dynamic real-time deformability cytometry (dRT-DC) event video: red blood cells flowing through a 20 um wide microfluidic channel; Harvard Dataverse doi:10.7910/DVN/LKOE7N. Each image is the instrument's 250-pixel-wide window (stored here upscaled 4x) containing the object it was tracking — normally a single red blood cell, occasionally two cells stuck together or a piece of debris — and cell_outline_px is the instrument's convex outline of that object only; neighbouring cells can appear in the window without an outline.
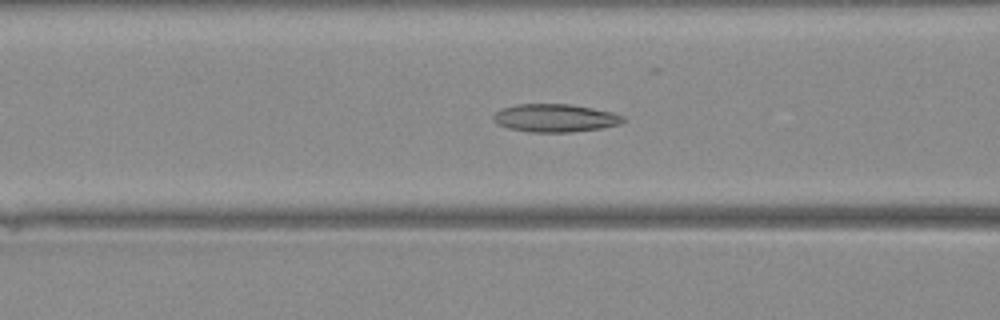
{"species": "Egyptian fruit bat (a non-hibernating species)", "species_latin": "Rousettus aegyptiacus", "temperature_condition": "warm", "stored_images_in_passage": 44, "camera_frame_rate_fps": 3000, "um_per_image_px": 0.085, "animal": {"sex": "female"}, "frame": {"image": 1, "passage_image": 18, "time_ms": 5.667, "image_size_px": [1000, 320], "cell_outline_px": [[624, 120], [620, 124], [600, 128], [572, 132], [528, 132], [508, 128], [496, 124], [492, 120], [492, 116], [496, 112], [504, 108], [516, 104], [568, 104], [592, 108], [612, 112], [624, 116]], "centroid_in_image_um": [47.15, 10.03], "position_along_channel_um": 119.5, "area_um2": 21.15}}
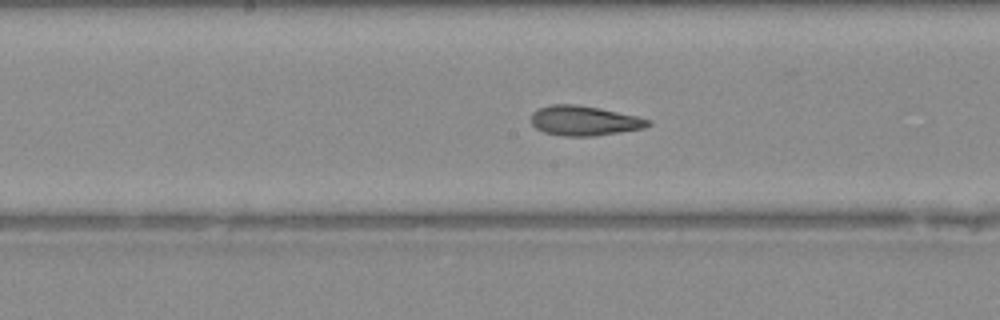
{"frame": {"image": 2, "passage_image": 23, "time_ms": 7.333, "image_size_px": [1000, 320], "cell_outline_px": [[652, 124], [644, 128], [592, 136], [564, 136], [544, 132], [536, 128], [532, 124], [532, 112], [540, 108], [552, 104], [576, 104], [600, 108], [636, 116], [652, 120]], "centroid_in_image_um": [49.67, 10.25], "position_along_channel_um": 198.5, "area_um2": 20.17}}
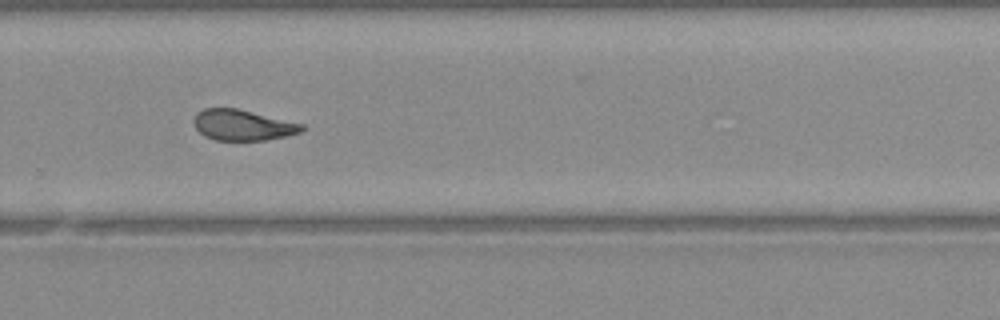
{"frame": {"image": 3, "passage_image": 30, "time_ms": 9.667, "image_size_px": [1000, 320], "cell_outline_px": [[304, 128], [300, 132], [284, 136], [264, 140], [216, 140], [204, 136], [196, 128], [192, 120], [196, 112], [204, 108], [236, 108], [304, 124]], "centroid_in_image_um": [20.58, 10.62], "position_along_channel_um": 309.2, "area_um2": 19.25}}